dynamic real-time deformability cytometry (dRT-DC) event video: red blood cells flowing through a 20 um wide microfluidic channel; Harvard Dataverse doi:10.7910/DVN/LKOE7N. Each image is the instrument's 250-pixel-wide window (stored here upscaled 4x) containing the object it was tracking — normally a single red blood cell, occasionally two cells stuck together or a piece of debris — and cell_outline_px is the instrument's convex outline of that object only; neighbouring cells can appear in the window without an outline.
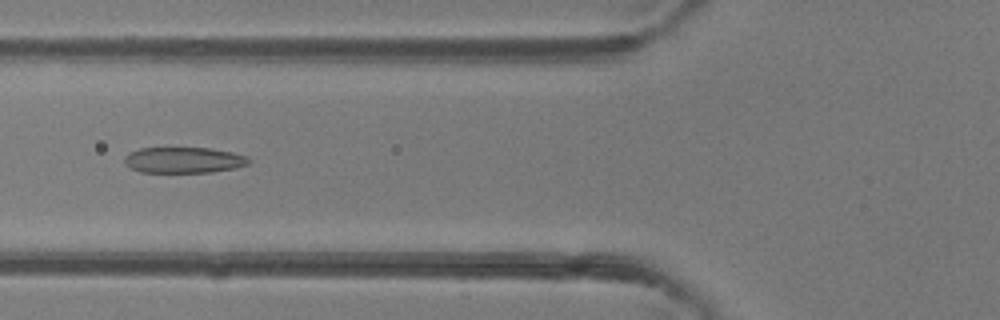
{"species": "common noctule bat (a hibernating species)", "species_latin": "Nyctalus noctula", "temperature_condition": "room temperature", "stored_images_in_passage": 47, "camera_frame_rate_fps": 3000, "um_per_image_px": 0.085, "animal": {"sex": "female"}, "frame": {"image": 1, "passage_image": 18, "time_ms": 5.667, "image_size_px": [1000, 320], "cell_outline_px": [[252, 160], [248, 164], [236, 168], [212, 172], [140, 172], [124, 164], [124, 156], [128, 152], [140, 148], [212, 148], [232, 152], [248, 156]], "centroid_in_image_um": [15.63, 13.6], "position_along_channel_um": 110.2, "area_um2": 18.96}}
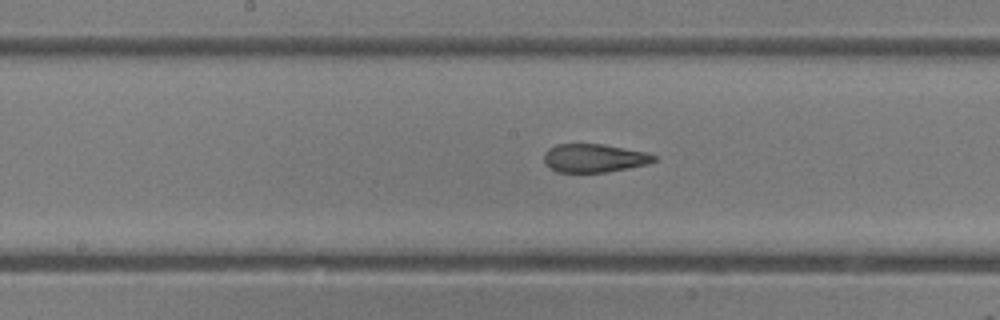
{"frame": {"image": 2, "passage_image": 24, "time_ms": 7.667, "image_size_px": [1000, 320], "cell_outline_px": [[656, 160], [648, 164], [628, 168], [604, 172], [556, 172], [548, 168], [544, 164], [544, 152], [548, 148], [556, 144], [600, 144], [648, 152], [656, 156]], "centroid_in_image_um": [50.46, 13.44], "position_along_channel_um": 197.7, "area_um2": 18.32}}
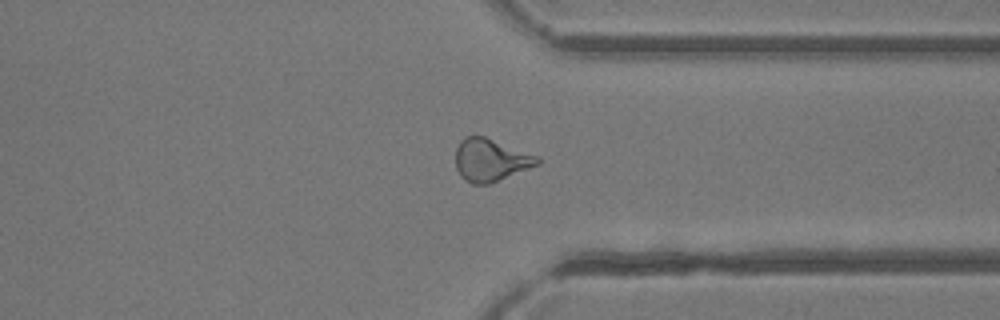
{"frame": {"image": 3, "passage_image": 36, "time_ms": 11.667, "image_size_px": [1000, 320], "cell_outline_px": [[540, 164], [488, 184], [472, 184], [464, 180], [460, 176], [456, 168], [456, 148], [460, 140], [464, 136], [484, 136], [540, 156]], "centroid_in_image_um": [41.7, 13.59], "position_along_channel_um": 369.7, "area_um2": 20.4}, "authors_computed_cell_mechanics": {"area_um2": 20.7502, "velocity_mm_per_s": 4.3478, "shape_relaxation_time_tau1_ms": null, "shape_relaxation_time_tau2_ms": 1.069, "deformation_change_tau1": null, "deformation_change_tau2": 0.091}}